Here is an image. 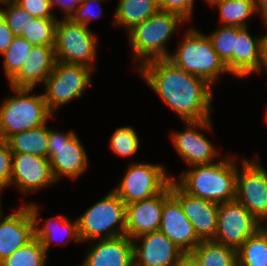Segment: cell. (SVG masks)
Here are the masks:
<instances>
[{"mask_svg":"<svg viewBox=\"0 0 267 266\" xmlns=\"http://www.w3.org/2000/svg\"><path fill=\"white\" fill-rule=\"evenodd\" d=\"M136 71L182 121L212 119L214 87L206 80L183 71L168 59L148 61Z\"/></svg>","mask_w":267,"mask_h":266,"instance_id":"6da1fadb","label":"cell"},{"mask_svg":"<svg viewBox=\"0 0 267 266\" xmlns=\"http://www.w3.org/2000/svg\"><path fill=\"white\" fill-rule=\"evenodd\" d=\"M236 161L234 155L227 154L214 163L190 166L172 179L192 196L216 203L232 201L236 199Z\"/></svg>","mask_w":267,"mask_h":266,"instance_id":"7a4b0ae2","label":"cell"},{"mask_svg":"<svg viewBox=\"0 0 267 266\" xmlns=\"http://www.w3.org/2000/svg\"><path fill=\"white\" fill-rule=\"evenodd\" d=\"M188 21L180 14L159 10L153 16L135 25L127 32L132 57L138 70L144 63L155 59H168V40L178 27Z\"/></svg>","mask_w":267,"mask_h":266,"instance_id":"3957f363","label":"cell"},{"mask_svg":"<svg viewBox=\"0 0 267 266\" xmlns=\"http://www.w3.org/2000/svg\"><path fill=\"white\" fill-rule=\"evenodd\" d=\"M185 31L182 41L178 43L176 51L170 53L168 60L183 71L198 76L215 87L219 78L230 72L213 49L207 35L194 27Z\"/></svg>","mask_w":267,"mask_h":266,"instance_id":"277c9868","label":"cell"},{"mask_svg":"<svg viewBox=\"0 0 267 266\" xmlns=\"http://www.w3.org/2000/svg\"><path fill=\"white\" fill-rule=\"evenodd\" d=\"M15 95L7 96L0 105V140L7 141L20 132L44 125L53 119L43 94L32 95L34 88L10 87Z\"/></svg>","mask_w":267,"mask_h":266,"instance_id":"5b68a950","label":"cell"},{"mask_svg":"<svg viewBox=\"0 0 267 266\" xmlns=\"http://www.w3.org/2000/svg\"><path fill=\"white\" fill-rule=\"evenodd\" d=\"M82 243L125 235L126 204L112 190L77 217Z\"/></svg>","mask_w":267,"mask_h":266,"instance_id":"8992f818","label":"cell"},{"mask_svg":"<svg viewBox=\"0 0 267 266\" xmlns=\"http://www.w3.org/2000/svg\"><path fill=\"white\" fill-rule=\"evenodd\" d=\"M97 38L98 36L84 24L58 18L54 44L56 61L83 65L94 71L98 49Z\"/></svg>","mask_w":267,"mask_h":266,"instance_id":"52a82bcc","label":"cell"},{"mask_svg":"<svg viewBox=\"0 0 267 266\" xmlns=\"http://www.w3.org/2000/svg\"><path fill=\"white\" fill-rule=\"evenodd\" d=\"M94 71L83 65L66 64L55 61L50 75L44 82V100L48 110L54 115L62 106L75 98H81L92 84Z\"/></svg>","mask_w":267,"mask_h":266,"instance_id":"ba28073f","label":"cell"},{"mask_svg":"<svg viewBox=\"0 0 267 266\" xmlns=\"http://www.w3.org/2000/svg\"><path fill=\"white\" fill-rule=\"evenodd\" d=\"M48 159L57 182L61 177L77 180L89 168L88 154L73 130L64 133L49 127Z\"/></svg>","mask_w":267,"mask_h":266,"instance_id":"9c48e42d","label":"cell"},{"mask_svg":"<svg viewBox=\"0 0 267 266\" xmlns=\"http://www.w3.org/2000/svg\"><path fill=\"white\" fill-rule=\"evenodd\" d=\"M165 166L156 163L132 162L119 184L112 190L127 205L161 193L172 181Z\"/></svg>","mask_w":267,"mask_h":266,"instance_id":"30bf717a","label":"cell"},{"mask_svg":"<svg viewBox=\"0 0 267 266\" xmlns=\"http://www.w3.org/2000/svg\"><path fill=\"white\" fill-rule=\"evenodd\" d=\"M257 154L254 160L243 158L241 169L238 166L236 200L258 220L267 217V170Z\"/></svg>","mask_w":267,"mask_h":266,"instance_id":"8fae6325","label":"cell"},{"mask_svg":"<svg viewBox=\"0 0 267 266\" xmlns=\"http://www.w3.org/2000/svg\"><path fill=\"white\" fill-rule=\"evenodd\" d=\"M183 123L186 125V129L183 131L176 130L170 136L177 154H179L189 167L217 162L214 159L218 158L220 150L209 141L210 139L204 135V132H201L202 130L212 132L213 122L211 119L183 121Z\"/></svg>","mask_w":267,"mask_h":266,"instance_id":"7c38bea8","label":"cell"},{"mask_svg":"<svg viewBox=\"0 0 267 266\" xmlns=\"http://www.w3.org/2000/svg\"><path fill=\"white\" fill-rule=\"evenodd\" d=\"M258 230V220L236 199L219 203L214 241L238 250Z\"/></svg>","mask_w":267,"mask_h":266,"instance_id":"4fadbf2b","label":"cell"},{"mask_svg":"<svg viewBox=\"0 0 267 266\" xmlns=\"http://www.w3.org/2000/svg\"><path fill=\"white\" fill-rule=\"evenodd\" d=\"M56 182L48 158L13 153L10 186H16L23 195L50 188Z\"/></svg>","mask_w":267,"mask_h":266,"instance_id":"5bb4252c","label":"cell"},{"mask_svg":"<svg viewBox=\"0 0 267 266\" xmlns=\"http://www.w3.org/2000/svg\"><path fill=\"white\" fill-rule=\"evenodd\" d=\"M159 231L183 253H191L201 242L193 225L185 216L180 201L171 193V182L164 189V204Z\"/></svg>","mask_w":267,"mask_h":266,"instance_id":"9a60e30c","label":"cell"},{"mask_svg":"<svg viewBox=\"0 0 267 266\" xmlns=\"http://www.w3.org/2000/svg\"><path fill=\"white\" fill-rule=\"evenodd\" d=\"M171 193L180 201L185 216L193 225L198 238L213 240L217 229L219 203L186 193L173 179Z\"/></svg>","mask_w":267,"mask_h":266,"instance_id":"2e32d148","label":"cell"},{"mask_svg":"<svg viewBox=\"0 0 267 266\" xmlns=\"http://www.w3.org/2000/svg\"><path fill=\"white\" fill-rule=\"evenodd\" d=\"M132 240L134 266H175L183 254L160 231L145 233ZM138 241H140L139 244Z\"/></svg>","mask_w":267,"mask_h":266,"instance_id":"e0dca14e","label":"cell"},{"mask_svg":"<svg viewBox=\"0 0 267 266\" xmlns=\"http://www.w3.org/2000/svg\"><path fill=\"white\" fill-rule=\"evenodd\" d=\"M35 238L34 221L26 204L0 220V262Z\"/></svg>","mask_w":267,"mask_h":266,"instance_id":"ac0fdd59","label":"cell"},{"mask_svg":"<svg viewBox=\"0 0 267 266\" xmlns=\"http://www.w3.org/2000/svg\"><path fill=\"white\" fill-rule=\"evenodd\" d=\"M88 242L93 243L88 247L80 266H134L133 240L128 236Z\"/></svg>","mask_w":267,"mask_h":266,"instance_id":"d6986e66","label":"cell"},{"mask_svg":"<svg viewBox=\"0 0 267 266\" xmlns=\"http://www.w3.org/2000/svg\"><path fill=\"white\" fill-rule=\"evenodd\" d=\"M29 208L30 214L34 221V232L35 238H37L43 249L48 253L51 247L50 245L55 242L58 244H64L65 242H69L73 240L74 242H78L81 244V239L78 232V222L77 218L74 220L68 219L67 216L64 215H56L52 216V218L45 219L46 223H43L40 226V220H42L39 216L40 207L36 202H28L25 203ZM39 225V226H38ZM60 235V240L57 238ZM57 236V237H56ZM56 237V239H55ZM62 237V238H61Z\"/></svg>","mask_w":267,"mask_h":266,"instance_id":"ffe728a7","label":"cell"},{"mask_svg":"<svg viewBox=\"0 0 267 266\" xmlns=\"http://www.w3.org/2000/svg\"><path fill=\"white\" fill-rule=\"evenodd\" d=\"M163 204L164 190L151 198L127 204L125 235L134 239L145 233L159 231Z\"/></svg>","mask_w":267,"mask_h":266,"instance_id":"44dd1931","label":"cell"},{"mask_svg":"<svg viewBox=\"0 0 267 266\" xmlns=\"http://www.w3.org/2000/svg\"><path fill=\"white\" fill-rule=\"evenodd\" d=\"M54 46L34 45L9 87L36 88L44 84L55 64Z\"/></svg>","mask_w":267,"mask_h":266,"instance_id":"7402d4cb","label":"cell"},{"mask_svg":"<svg viewBox=\"0 0 267 266\" xmlns=\"http://www.w3.org/2000/svg\"><path fill=\"white\" fill-rule=\"evenodd\" d=\"M263 35L252 36L248 27H237V39L233 51V75L246 78L252 73L260 74L262 65Z\"/></svg>","mask_w":267,"mask_h":266,"instance_id":"603a6c76","label":"cell"},{"mask_svg":"<svg viewBox=\"0 0 267 266\" xmlns=\"http://www.w3.org/2000/svg\"><path fill=\"white\" fill-rule=\"evenodd\" d=\"M160 10L158 0H119L113 17V25L126 30L153 16Z\"/></svg>","mask_w":267,"mask_h":266,"instance_id":"cb8c5ba5","label":"cell"},{"mask_svg":"<svg viewBox=\"0 0 267 266\" xmlns=\"http://www.w3.org/2000/svg\"><path fill=\"white\" fill-rule=\"evenodd\" d=\"M47 125L48 122L11 136L6 141L11 152L48 158L49 127Z\"/></svg>","mask_w":267,"mask_h":266,"instance_id":"d4e9b609","label":"cell"},{"mask_svg":"<svg viewBox=\"0 0 267 266\" xmlns=\"http://www.w3.org/2000/svg\"><path fill=\"white\" fill-rule=\"evenodd\" d=\"M191 253L201 266H238L237 250L214 240H202Z\"/></svg>","mask_w":267,"mask_h":266,"instance_id":"484cf974","label":"cell"},{"mask_svg":"<svg viewBox=\"0 0 267 266\" xmlns=\"http://www.w3.org/2000/svg\"><path fill=\"white\" fill-rule=\"evenodd\" d=\"M210 7L218 9L223 26L248 27L247 19L256 14L255 0H216Z\"/></svg>","mask_w":267,"mask_h":266,"instance_id":"4316f807","label":"cell"},{"mask_svg":"<svg viewBox=\"0 0 267 266\" xmlns=\"http://www.w3.org/2000/svg\"><path fill=\"white\" fill-rule=\"evenodd\" d=\"M207 36L211 40L213 49L233 75V51L237 39V26L221 25Z\"/></svg>","mask_w":267,"mask_h":266,"instance_id":"83f0119b","label":"cell"},{"mask_svg":"<svg viewBox=\"0 0 267 266\" xmlns=\"http://www.w3.org/2000/svg\"><path fill=\"white\" fill-rule=\"evenodd\" d=\"M48 253L34 238L0 262V266H46Z\"/></svg>","mask_w":267,"mask_h":266,"instance_id":"f1b7e54d","label":"cell"},{"mask_svg":"<svg viewBox=\"0 0 267 266\" xmlns=\"http://www.w3.org/2000/svg\"><path fill=\"white\" fill-rule=\"evenodd\" d=\"M32 47H34L33 43L21 36H15L7 50L2 54V64L8 82L21 70Z\"/></svg>","mask_w":267,"mask_h":266,"instance_id":"f546056e","label":"cell"},{"mask_svg":"<svg viewBox=\"0 0 267 266\" xmlns=\"http://www.w3.org/2000/svg\"><path fill=\"white\" fill-rule=\"evenodd\" d=\"M238 266H267V241L256 232L237 250Z\"/></svg>","mask_w":267,"mask_h":266,"instance_id":"4dcf8cb0","label":"cell"},{"mask_svg":"<svg viewBox=\"0 0 267 266\" xmlns=\"http://www.w3.org/2000/svg\"><path fill=\"white\" fill-rule=\"evenodd\" d=\"M139 136L131 126L117 128L110 137L109 148L120 157L136 154L139 149Z\"/></svg>","mask_w":267,"mask_h":266,"instance_id":"1f68e13d","label":"cell"},{"mask_svg":"<svg viewBox=\"0 0 267 266\" xmlns=\"http://www.w3.org/2000/svg\"><path fill=\"white\" fill-rule=\"evenodd\" d=\"M57 20L34 18L21 37L34 45L54 46Z\"/></svg>","mask_w":267,"mask_h":266,"instance_id":"d6a6232c","label":"cell"},{"mask_svg":"<svg viewBox=\"0 0 267 266\" xmlns=\"http://www.w3.org/2000/svg\"><path fill=\"white\" fill-rule=\"evenodd\" d=\"M0 14L6 20L14 36H22L34 17L19 6L14 0H4L0 6Z\"/></svg>","mask_w":267,"mask_h":266,"instance_id":"836d02e7","label":"cell"},{"mask_svg":"<svg viewBox=\"0 0 267 266\" xmlns=\"http://www.w3.org/2000/svg\"><path fill=\"white\" fill-rule=\"evenodd\" d=\"M106 0H81L79 7L75 10V12L69 18L74 23L84 24L89 27L91 20L101 18L103 8L101 6V2ZM97 4L96 7H99V12L93 11L96 10L92 8Z\"/></svg>","mask_w":267,"mask_h":266,"instance_id":"e575fe53","label":"cell"},{"mask_svg":"<svg viewBox=\"0 0 267 266\" xmlns=\"http://www.w3.org/2000/svg\"><path fill=\"white\" fill-rule=\"evenodd\" d=\"M34 18L58 19L52 13L50 0H14Z\"/></svg>","mask_w":267,"mask_h":266,"instance_id":"d590c367","label":"cell"},{"mask_svg":"<svg viewBox=\"0 0 267 266\" xmlns=\"http://www.w3.org/2000/svg\"><path fill=\"white\" fill-rule=\"evenodd\" d=\"M13 153L6 141L0 140V195L9 187L12 172Z\"/></svg>","mask_w":267,"mask_h":266,"instance_id":"8d00e7d4","label":"cell"},{"mask_svg":"<svg viewBox=\"0 0 267 266\" xmlns=\"http://www.w3.org/2000/svg\"><path fill=\"white\" fill-rule=\"evenodd\" d=\"M194 2L195 0H158L160 10L180 14L188 22L193 17Z\"/></svg>","mask_w":267,"mask_h":266,"instance_id":"74e56055","label":"cell"},{"mask_svg":"<svg viewBox=\"0 0 267 266\" xmlns=\"http://www.w3.org/2000/svg\"><path fill=\"white\" fill-rule=\"evenodd\" d=\"M51 8H60L64 11V16L61 18L69 19L75 10L79 7L81 0H50Z\"/></svg>","mask_w":267,"mask_h":266,"instance_id":"f35d334b","label":"cell"},{"mask_svg":"<svg viewBox=\"0 0 267 266\" xmlns=\"http://www.w3.org/2000/svg\"><path fill=\"white\" fill-rule=\"evenodd\" d=\"M14 34L8 27L6 20L0 14V55H2L12 43Z\"/></svg>","mask_w":267,"mask_h":266,"instance_id":"ab89813d","label":"cell"},{"mask_svg":"<svg viewBox=\"0 0 267 266\" xmlns=\"http://www.w3.org/2000/svg\"><path fill=\"white\" fill-rule=\"evenodd\" d=\"M175 266H201L192 253H183Z\"/></svg>","mask_w":267,"mask_h":266,"instance_id":"60d3db41","label":"cell"},{"mask_svg":"<svg viewBox=\"0 0 267 266\" xmlns=\"http://www.w3.org/2000/svg\"><path fill=\"white\" fill-rule=\"evenodd\" d=\"M256 14L261 16L262 24L267 29V0H255Z\"/></svg>","mask_w":267,"mask_h":266,"instance_id":"b9f144b4","label":"cell"},{"mask_svg":"<svg viewBox=\"0 0 267 266\" xmlns=\"http://www.w3.org/2000/svg\"><path fill=\"white\" fill-rule=\"evenodd\" d=\"M263 70H265L266 73H267V33L263 35V40H262V65H261V72Z\"/></svg>","mask_w":267,"mask_h":266,"instance_id":"7bdbcfd3","label":"cell"},{"mask_svg":"<svg viewBox=\"0 0 267 266\" xmlns=\"http://www.w3.org/2000/svg\"><path fill=\"white\" fill-rule=\"evenodd\" d=\"M257 232L267 241V217L258 219Z\"/></svg>","mask_w":267,"mask_h":266,"instance_id":"ee69618b","label":"cell"},{"mask_svg":"<svg viewBox=\"0 0 267 266\" xmlns=\"http://www.w3.org/2000/svg\"><path fill=\"white\" fill-rule=\"evenodd\" d=\"M1 195H0V220L5 216V214H3V210H2V201H1Z\"/></svg>","mask_w":267,"mask_h":266,"instance_id":"f6af8a7d","label":"cell"},{"mask_svg":"<svg viewBox=\"0 0 267 266\" xmlns=\"http://www.w3.org/2000/svg\"><path fill=\"white\" fill-rule=\"evenodd\" d=\"M204 1L207 2L208 3V6H209V5H211L216 0H204Z\"/></svg>","mask_w":267,"mask_h":266,"instance_id":"bcb514c9","label":"cell"},{"mask_svg":"<svg viewBox=\"0 0 267 266\" xmlns=\"http://www.w3.org/2000/svg\"><path fill=\"white\" fill-rule=\"evenodd\" d=\"M266 112L264 113V120H265V122H267V107H266ZM267 124V123H266Z\"/></svg>","mask_w":267,"mask_h":266,"instance_id":"7dc6e473","label":"cell"}]
</instances>
